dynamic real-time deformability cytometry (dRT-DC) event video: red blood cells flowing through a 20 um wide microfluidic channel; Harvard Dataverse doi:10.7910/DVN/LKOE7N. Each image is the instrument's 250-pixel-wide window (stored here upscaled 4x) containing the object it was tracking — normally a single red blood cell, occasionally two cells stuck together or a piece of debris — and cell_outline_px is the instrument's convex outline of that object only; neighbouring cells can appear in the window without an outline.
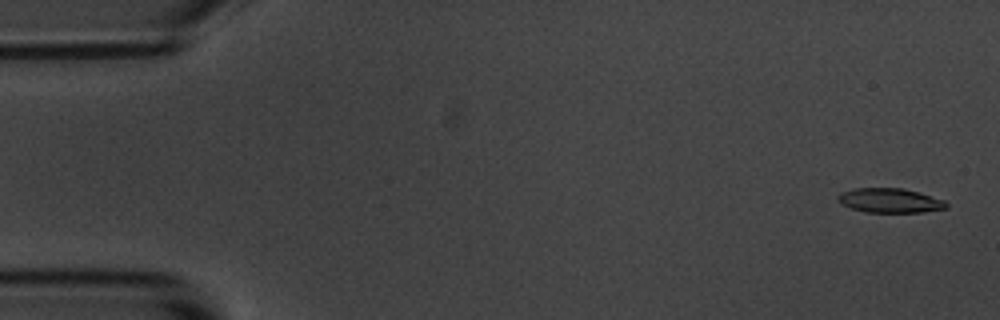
{"species": "common noctule bat (a hibernating species)", "species_latin": "Nyctalus noctula", "temperature_condition": "room temperature", "stored_images_in_passage": 55, "camera_frame_rate_fps": 3000, "um_per_image_px": 0.085, "animal": {"sex": "male", "body_mass_g": 20.1, "forearm_length_mm": 53.5}, "frame": {"image": 1, "passage_image": 2, "time_ms": 0.333, "image_size_px": [1000, 320], "cell_outline_px": [[948, 208], [924, 212], [864, 212], [840, 204], [836, 200], [836, 196], [840, 192], [852, 188], [904, 188], [920, 192], [944, 200], [948, 204]], "centroid_in_image_um": [75.61, 17.03], "position_along_channel_um": 9.4, "area_um2": 15.72}}
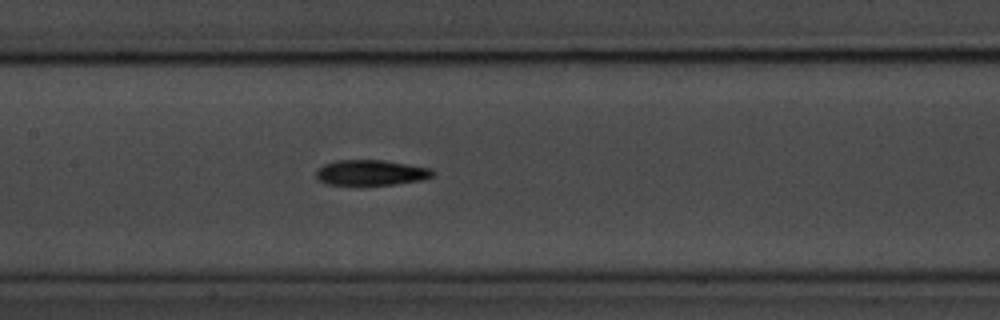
{"frame": {"image": 2, "passage_image": 26, "time_ms": 8.333, "image_size_px": [1000, 320], "cell_outline_px": [[436, 172], [432, 176], [424, 180], [396, 184], [328, 184], [320, 180], [316, 176], [316, 172], [324, 164], [336, 160], [380, 160], [408, 164], [432, 168]], "centroid_in_image_um": [31.6, 14.66], "position_along_channel_um": 175.8, "area_um2": 17.11}}
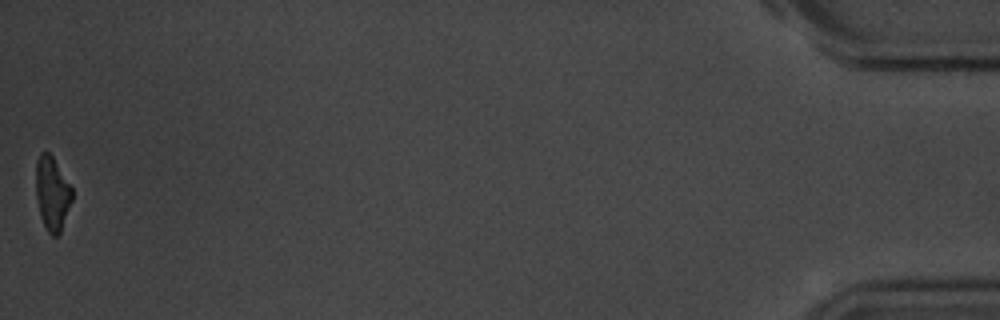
{"frame": {"image": 3, "passage_image": 55, "time_ms": 18.0, "image_size_px": [1000, 320], "cell_outline_px": [[72, 200], [60, 232], [56, 236], [52, 236], [48, 232], [40, 216], [36, 196], [36, 160], [40, 152], [48, 152], [52, 156], [72, 188]], "centroid_in_image_um": [4.42, 16.43], "position_along_channel_um": 430.8, "area_um2": 15.37}, "authors_computed_cell_mechanics": {"area_um2": 16.5308, "velocity_mm_per_s": 3.6581, "shape_relaxation_time_tau1_ms": 3.0754, "shape_relaxation_time_tau2_ms": 7.7934, "deformation_change_tau1": 0.161, "deformation_change_tau2": 0.1861}}